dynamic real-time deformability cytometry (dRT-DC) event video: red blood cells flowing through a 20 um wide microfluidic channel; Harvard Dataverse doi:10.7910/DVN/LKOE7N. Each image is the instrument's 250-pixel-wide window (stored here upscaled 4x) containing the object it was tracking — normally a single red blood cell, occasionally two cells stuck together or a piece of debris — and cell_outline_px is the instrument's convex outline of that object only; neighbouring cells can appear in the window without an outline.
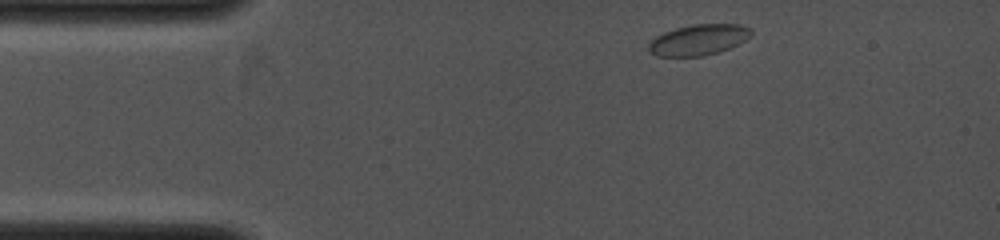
{"species": "common noctule bat (a hibernating species)", "species_latin": "Nyctalus noctula", "temperature_condition": "cold", "stored_images_in_passage": 11, "camera_frame_rate_fps": 4000, "um_per_image_px": 0.085, "animal": {"sex": "female", "body_mass_g": 19.0, "forearm_length_mm": 53.3}, "frame": {"image": 1, "passage_image": 1, "time_ms": 0.0, "image_size_px": [1000, 240], "cell_outline_px": [[752, 36], [728, 48], [704, 56], [656, 56], [648, 52], [648, 44], [656, 36], [664, 32], [676, 28], [692, 24], [740, 24], [752, 28]], "centroid_in_image_um": [59.36, 3.37], "position_along_channel_um": 25.6, "area_um2": 18.38}}
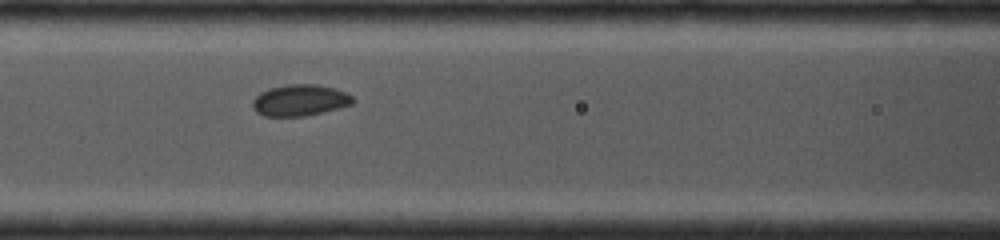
{"frame": {"image": 2, "passage_image": 10, "time_ms": 3.5, "image_size_px": [1000, 240], "cell_outline_px": [[356, 100], [352, 104], [304, 116], [264, 116], [256, 112], [252, 104], [252, 100], [260, 92], [272, 88], [292, 84], [316, 84], [332, 88], [344, 92], [352, 96]], "centroid_in_image_um": [25.47, 8.52], "position_along_channel_um": 141.1, "area_um2": 17.98}}
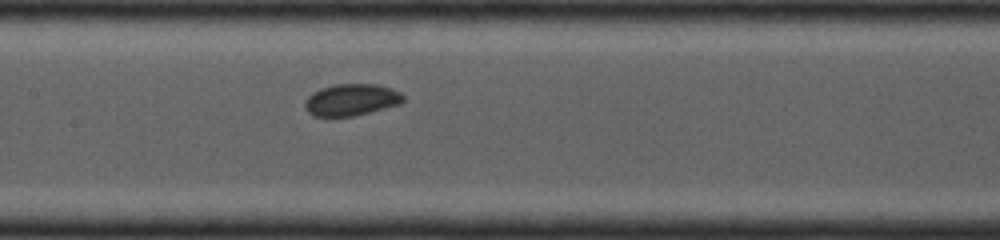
{"frame": {"image": 3, "passage_image": 11, "time_ms": 4.25, "image_size_px": [1000, 240], "cell_outline_px": [[404, 100], [400, 104], [352, 116], [312, 116], [308, 112], [304, 104], [308, 96], [312, 92], [336, 84], [376, 84], [400, 92], [404, 96]], "centroid_in_image_um": [29.85, 8.48], "position_along_channel_um": 177.5, "area_um2": 17.92}}